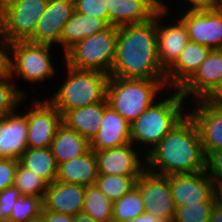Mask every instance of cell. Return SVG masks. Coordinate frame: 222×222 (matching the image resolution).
<instances>
[{
  "label": "cell",
  "mask_w": 222,
  "mask_h": 222,
  "mask_svg": "<svg viewBox=\"0 0 222 222\" xmlns=\"http://www.w3.org/2000/svg\"><path fill=\"white\" fill-rule=\"evenodd\" d=\"M131 143V124L109 105L104 109L98 134L90 142L93 151L121 147Z\"/></svg>",
  "instance_id": "obj_20"
},
{
  "label": "cell",
  "mask_w": 222,
  "mask_h": 222,
  "mask_svg": "<svg viewBox=\"0 0 222 222\" xmlns=\"http://www.w3.org/2000/svg\"><path fill=\"white\" fill-rule=\"evenodd\" d=\"M12 1H14V0H0V9Z\"/></svg>",
  "instance_id": "obj_48"
},
{
  "label": "cell",
  "mask_w": 222,
  "mask_h": 222,
  "mask_svg": "<svg viewBox=\"0 0 222 222\" xmlns=\"http://www.w3.org/2000/svg\"><path fill=\"white\" fill-rule=\"evenodd\" d=\"M52 45L17 41L11 43L10 76L29 83H42L56 73L52 63ZM16 76V77H15Z\"/></svg>",
  "instance_id": "obj_7"
},
{
  "label": "cell",
  "mask_w": 222,
  "mask_h": 222,
  "mask_svg": "<svg viewBox=\"0 0 222 222\" xmlns=\"http://www.w3.org/2000/svg\"><path fill=\"white\" fill-rule=\"evenodd\" d=\"M174 91V92H173ZM164 99L156 100L133 123H131V143L144 145L147 148L143 154L147 155L168 132L180 122L188 113L183 103L185 98L178 89L171 91ZM184 109V110H183ZM144 144V145H143Z\"/></svg>",
  "instance_id": "obj_3"
},
{
  "label": "cell",
  "mask_w": 222,
  "mask_h": 222,
  "mask_svg": "<svg viewBox=\"0 0 222 222\" xmlns=\"http://www.w3.org/2000/svg\"><path fill=\"white\" fill-rule=\"evenodd\" d=\"M67 78L48 101L62 114L72 109L102 102L106 98L109 75L67 66Z\"/></svg>",
  "instance_id": "obj_5"
},
{
  "label": "cell",
  "mask_w": 222,
  "mask_h": 222,
  "mask_svg": "<svg viewBox=\"0 0 222 222\" xmlns=\"http://www.w3.org/2000/svg\"><path fill=\"white\" fill-rule=\"evenodd\" d=\"M50 149L57 164H60L85 154L90 149V142L62 123L51 142Z\"/></svg>",
  "instance_id": "obj_26"
},
{
  "label": "cell",
  "mask_w": 222,
  "mask_h": 222,
  "mask_svg": "<svg viewBox=\"0 0 222 222\" xmlns=\"http://www.w3.org/2000/svg\"><path fill=\"white\" fill-rule=\"evenodd\" d=\"M27 169L38 174L47 184L56 181L58 164L48 148H27L19 158Z\"/></svg>",
  "instance_id": "obj_27"
},
{
  "label": "cell",
  "mask_w": 222,
  "mask_h": 222,
  "mask_svg": "<svg viewBox=\"0 0 222 222\" xmlns=\"http://www.w3.org/2000/svg\"><path fill=\"white\" fill-rule=\"evenodd\" d=\"M128 222H164V221L150 214L143 213L142 215L135 217L134 219Z\"/></svg>",
  "instance_id": "obj_44"
},
{
  "label": "cell",
  "mask_w": 222,
  "mask_h": 222,
  "mask_svg": "<svg viewBox=\"0 0 222 222\" xmlns=\"http://www.w3.org/2000/svg\"><path fill=\"white\" fill-rule=\"evenodd\" d=\"M139 176H120L98 174L95 185L111 201H116L130 192Z\"/></svg>",
  "instance_id": "obj_30"
},
{
  "label": "cell",
  "mask_w": 222,
  "mask_h": 222,
  "mask_svg": "<svg viewBox=\"0 0 222 222\" xmlns=\"http://www.w3.org/2000/svg\"><path fill=\"white\" fill-rule=\"evenodd\" d=\"M169 186L175 207L214 202L213 181L206 171L169 175Z\"/></svg>",
  "instance_id": "obj_14"
},
{
  "label": "cell",
  "mask_w": 222,
  "mask_h": 222,
  "mask_svg": "<svg viewBox=\"0 0 222 222\" xmlns=\"http://www.w3.org/2000/svg\"><path fill=\"white\" fill-rule=\"evenodd\" d=\"M47 183L32 170L25 168L20 162L17 167L13 186L22 196H37L44 199Z\"/></svg>",
  "instance_id": "obj_31"
},
{
  "label": "cell",
  "mask_w": 222,
  "mask_h": 222,
  "mask_svg": "<svg viewBox=\"0 0 222 222\" xmlns=\"http://www.w3.org/2000/svg\"><path fill=\"white\" fill-rule=\"evenodd\" d=\"M16 87L11 76L0 80V119L16 112V108H19L18 105L25 100L24 90Z\"/></svg>",
  "instance_id": "obj_32"
},
{
  "label": "cell",
  "mask_w": 222,
  "mask_h": 222,
  "mask_svg": "<svg viewBox=\"0 0 222 222\" xmlns=\"http://www.w3.org/2000/svg\"><path fill=\"white\" fill-rule=\"evenodd\" d=\"M83 213H86L97 222H112L113 201L96 186L85 187Z\"/></svg>",
  "instance_id": "obj_28"
},
{
  "label": "cell",
  "mask_w": 222,
  "mask_h": 222,
  "mask_svg": "<svg viewBox=\"0 0 222 222\" xmlns=\"http://www.w3.org/2000/svg\"><path fill=\"white\" fill-rule=\"evenodd\" d=\"M205 171L213 182L222 181V150L212 151L206 156Z\"/></svg>",
  "instance_id": "obj_38"
},
{
  "label": "cell",
  "mask_w": 222,
  "mask_h": 222,
  "mask_svg": "<svg viewBox=\"0 0 222 222\" xmlns=\"http://www.w3.org/2000/svg\"><path fill=\"white\" fill-rule=\"evenodd\" d=\"M108 27L109 25L100 18L75 11L64 25L59 44L63 46L62 50L65 54L84 38L104 31Z\"/></svg>",
  "instance_id": "obj_25"
},
{
  "label": "cell",
  "mask_w": 222,
  "mask_h": 222,
  "mask_svg": "<svg viewBox=\"0 0 222 222\" xmlns=\"http://www.w3.org/2000/svg\"><path fill=\"white\" fill-rule=\"evenodd\" d=\"M145 213L139 190L134 187L123 197L113 202L112 222H128Z\"/></svg>",
  "instance_id": "obj_29"
},
{
  "label": "cell",
  "mask_w": 222,
  "mask_h": 222,
  "mask_svg": "<svg viewBox=\"0 0 222 222\" xmlns=\"http://www.w3.org/2000/svg\"><path fill=\"white\" fill-rule=\"evenodd\" d=\"M213 200L216 206L222 208V181L213 182Z\"/></svg>",
  "instance_id": "obj_43"
},
{
  "label": "cell",
  "mask_w": 222,
  "mask_h": 222,
  "mask_svg": "<svg viewBox=\"0 0 222 222\" xmlns=\"http://www.w3.org/2000/svg\"><path fill=\"white\" fill-rule=\"evenodd\" d=\"M41 215L44 217L45 222H75L74 216L53 213L42 209Z\"/></svg>",
  "instance_id": "obj_41"
},
{
  "label": "cell",
  "mask_w": 222,
  "mask_h": 222,
  "mask_svg": "<svg viewBox=\"0 0 222 222\" xmlns=\"http://www.w3.org/2000/svg\"><path fill=\"white\" fill-rule=\"evenodd\" d=\"M214 202H201L176 207L172 222H209Z\"/></svg>",
  "instance_id": "obj_34"
},
{
  "label": "cell",
  "mask_w": 222,
  "mask_h": 222,
  "mask_svg": "<svg viewBox=\"0 0 222 222\" xmlns=\"http://www.w3.org/2000/svg\"><path fill=\"white\" fill-rule=\"evenodd\" d=\"M194 103L195 109L191 108L192 111L187 113L198 127L205 155L222 150V107L212 105L205 99Z\"/></svg>",
  "instance_id": "obj_17"
},
{
  "label": "cell",
  "mask_w": 222,
  "mask_h": 222,
  "mask_svg": "<svg viewBox=\"0 0 222 222\" xmlns=\"http://www.w3.org/2000/svg\"><path fill=\"white\" fill-rule=\"evenodd\" d=\"M109 76L166 80L157 56L155 15L143 24L118 27L115 56Z\"/></svg>",
  "instance_id": "obj_1"
},
{
  "label": "cell",
  "mask_w": 222,
  "mask_h": 222,
  "mask_svg": "<svg viewBox=\"0 0 222 222\" xmlns=\"http://www.w3.org/2000/svg\"><path fill=\"white\" fill-rule=\"evenodd\" d=\"M108 25L143 24L153 19L162 7V0H106Z\"/></svg>",
  "instance_id": "obj_18"
},
{
  "label": "cell",
  "mask_w": 222,
  "mask_h": 222,
  "mask_svg": "<svg viewBox=\"0 0 222 222\" xmlns=\"http://www.w3.org/2000/svg\"><path fill=\"white\" fill-rule=\"evenodd\" d=\"M74 12V0H48L45 12L28 41L50 45L59 44L64 25Z\"/></svg>",
  "instance_id": "obj_15"
},
{
  "label": "cell",
  "mask_w": 222,
  "mask_h": 222,
  "mask_svg": "<svg viewBox=\"0 0 222 222\" xmlns=\"http://www.w3.org/2000/svg\"><path fill=\"white\" fill-rule=\"evenodd\" d=\"M43 199L37 196H22L12 207L11 216L7 222H29L41 215Z\"/></svg>",
  "instance_id": "obj_33"
},
{
  "label": "cell",
  "mask_w": 222,
  "mask_h": 222,
  "mask_svg": "<svg viewBox=\"0 0 222 222\" xmlns=\"http://www.w3.org/2000/svg\"><path fill=\"white\" fill-rule=\"evenodd\" d=\"M75 222H97L95 219L91 218L86 213H79L74 216Z\"/></svg>",
  "instance_id": "obj_46"
},
{
  "label": "cell",
  "mask_w": 222,
  "mask_h": 222,
  "mask_svg": "<svg viewBox=\"0 0 222 222\" xmlns=\"http://www.w3.org/2000/svg\"><path fill=\"white\" fill-rule=\"evenodd\" d=\"M28 120L25 114L11 113L0 119V159H19L27 149Z\"/></svg>",
  "instance_id": "obj_22"
},
{
  "label": "cell",
  "mask_w": 222,
  "mask_h": 222,
  "mask_svg": "<svg viewBox=\"0 0 222 222\" xmlns=\"http://www.w3.org/2000/svg\"><path fill=\"white\" fill-rule=\"evenodd\" d=\"M166 80L126 79L109 76L108 105L130 124L133 123L166 88ZM158 95V96H157Z\"/></svg>",
  "instance_id": "obj_4"
},
{
  "label": "cell",
  "mask_w": 222,
  "mask_h": 222,
  "mask_svg": "<svg viewBox=\"0 0 222 222\" xmlns=\"http://www.w3.org/2000/svg\"><path fill=\"white\" fill-rule=\"evenodd\" d=\"M205 100L212 105L222 107V81Z\"/></svg>",
  "instance_id": "obj_42"
},
{
  "label": "cell",
  "mask_w": 222,
  "mask_h": 222,
  "mask_svg": "<svg viewBox=\"0 0 222 222\" xmlns=\"http://www.w3.org/2000/svg\"><path fill=\"white\" fill-rule=\"evenodd\" d=\"M85 186L55 181L47 185L43 209L75 216L83 211Z\"/></svg>",
  "instance_id": "obj_19"
},
{
  "label": "cell",
  "mask_w": 222,
  "mask_h": 222,
  "mask_svg": "<svg viewBox=\"0 0 222 222\" xmlns=\"http://www.w3.org/2000/svg\"><path fill=\"white\" fill-rule=\"evenodd\" d=\"M134 144L129 143L121 147H115L102 151H95L98 174L120 175V176H140L146 170V155L137 151ZM140 152V153H138ZM143 159H140V156Z\"/></svg>",
  "instance_id": "obj_13"
},
{
  "label": "cell",
  "mask_w": 222,
  "mask_h": 222,
  "mask_svg": "<svg viewBox=\"0 0 222 222\" xmlns=\"http://www.w3.org/2000/svg\"><path fill=\"white\" fill-rule=\"evenodd\" d=\"M75 11L87 16H94L108 24L106 0H74Z\"/></svg>",
  "instance_id": "obj_35"
},
{
  "label": "cell",
  "mask_w": 222,
  "mask_h": 222,
  "mask_svg": "<svg viewBox=\"0 0 222 222\" xmlns=\"http://www.w3.org/2000/svg\"><path fill=\"white\" fill-rule=\"evenodd\" d=\"M166 4L162 0V7L155 13L157 56L160 66L165 72L176 62L185 45L189 42L187 28L180 18L176 20L177 23L162 25L161 18L168 14Z\"/></svg>",
  "instance_id": "obj_12"
},
{
  "label": "cell",
  "mask_w": 222,
  "mask_h": 222,
  "mask_svg": "<svg viewBox=\"0 0 222 222\" xmlns=\"http://www.w3.org/2000/svg\"><path fill=\"white\" fill-rule=\"evenodd\" d=\"M22 197L20 191L10 186L0 192V221L7 222L11 216L12 207L17 199Z\"/></svg>",
  "instance_id": "obj_36"
},
{
  "label": "cell",
  "mask_w": 222,
  "mask_h": 222,
  "mask_svg": "<svg viewBox=\"0 0 222 222\" xmlns=\"http://www.w3.org/2000/svg\"><path fill=\"white\" fill-rule=\"evenodd\" d=\"M33 102L24 113L28 120L27 148H48L62 124V114L47 99Z\"/></svg>",
  "instance_id": "obj_10"
},
{
  "label": "cell",
  "mask_w": 222,
  "mask_h": 222,
  "mask_svg": "<svg viewBox=\"0 0 222 222\" xmlns=\"http://www.w3.org/2000/svg\"><path fill=\"white\" fill-rule=\"evenodd\" d=\"M117 36L118 27L109 26L104 31L84 38L64 54L66 65L77 70L110 75Z\"/></svg>",
  "instance_id": "obj_6"
},
{
  "label": "cell",
  "mask_w": 222,
  "mask_h": 222,
  "mask_svg": "<svg viewBox=\"0 0 222 222\" xmlns=\"http://www.w3.org/2000/svg\"><path fill=\"white\" fill-rule=\"evenodd\" d=\"M222 81V49L210 50L206 60L194 75L179 89L186 98L195 97V101L206 99Z\"/></svg>",
  "instance_id": "obj_16"
},
{
  "label": "cell",
  "mask_w": 222,
  "mask_h": 222,
  "mask_svg": "<svg viewBox=\"0 0 222 222\" xmlns=\"http://www.w3.org/2000/svg\"><path fill=\"white\" fill-rule=\"evenodd\" d=\"M210 48L189 41L176 62L165 72L166 85L169 89H180L206 60Z\"/></svg>",
  "instance_id": "obj_21"
},
{
  "label": "cell",
  "mask_w": 222,
  "mask_h": 222,
  "mask_svg": "<svg viewBox=\"0 0 222 222\" xmlns=\"http://www.w3.org/2000/svg\"><path fill=\"white\" fill-rule=\"evenodd\" d=\"M144 163L148 171L163 176L205 171L206 155L199 130L189 114L146 155Z\"/></svg>",
  "instance_id": "obj_2"
},
{
  "label": "cell",
  "mask_w": 222,
  "mask_h": 222,
  "mask_svg": "<svg viewBox=\"0 0 222 222\" xmlns=\"http://www.w3.org/2000/svg\"><path fill=\"white\" fill-rule=\"evenodd\" d=\"M29 222H45V220H44V217L40 215L37 218L31 219Z\"/></svg>",
  "instance_id": "obj_47"
},
{
  "label": "cell",
  "mask_w": 222,
  "mask_h": 222,
  "mask_svg": "<svg viewBox=\"0 0 222 222\" xmlns=\"http://www.w3.org/2000/svg\"><path fill=\"white\" fill-rule=\"evenodd\" d=\"M48 0H14L0 9V36L9 43L28 41Z\"/></svg>",
  "instance_id": "obj_8"
},
{
  "label": "cell",
  "mask_w": 222,
  "mask_h": 222,
  "mask_svg": "<svg viewBox=\"0 0 222 222\" xmlns=\"http://www.w3.org/2000/svg\"><path fill=\"white\" fill-rule=\"evenodd\" d=\"M186 1V0H185ZM189 6L187 10H206V9H216L222 7V2L220 0H187Z\"/></svg>",
  "instance_id": "obj_40"
},
{
  "label": "cell",
  "mask_w": 222,
  "mask_h": 222,
  "mask_svg": "<svg viewBox=\"0 0 222 222\" xmlns=\"http://www.w3.org/2000/svg\"><path fill=\"white\" fill-rule=\"evenodd\" d=\"M184 22L189 41L212 49H222V7L206 10H185Z\"/></svg>",
  "instance_id": "obj_11"
},
{
  "label": "cell",
  "mask_w": 222,
  "mask_h": 222,
  "mask_svg": "<svg viewBox=\"0 0 222 222\" xmlns=\"http://www.w3.org/2000/svg\"><path fill=\"white\" fill-rule=\"evenodd\" d=\"M19 164V159L1 158L0 159V192L13 186L15 174Z\"/></svg>",
  "instance_id": "obj_37"
},
{
  "label": "cell",
  "mask_w": 222,
  "mask_h": 222,
  "mask_svg": "<svg viewBox=\"0 0 222 222\" xmlns=\"http://www.w3.org/2000/svg\"><path fill=\"white\" fill-rule=\"evenodd\" d=\"M107 99L102 102L67 111L62 116V123L86 138L89 142L98 134Z\"/></svg>",
  "instance_id": "obj_24"
},
{
  "label": "cell",
  "mask_w": 222,
  "mask_h": 222,
  "mask_svg": "<svg viewBox=\"0 0 222 222\" xmlns=\"http://www.w3.org/2000/svg\"><path fill=\"white\" fill-rule=\"evenodd\" d=\"M11 43L0 36V80L10 76Z\"/></svg>",
  "instance_id": "obj_39"
},
{
  "label": "cell",
  "mask_w": 222,
  "mask_h": 222,
  "mask_svg": "<svg viewBox=\"0 0 222 222\" xmlns=\"http://www.w3.org/2000/svg\"><path fill=\"white\" fill-rule=\"evenodd\" d=\"M209 222H222V208L219 206L213 205V209L210 214Z\"/></svg>",
  "instance_id": "obj_45"
},
{
  "label": "cell",
  "mask_w": 222,
  "mask_h": 222,
  "mask_svg": "<svg viewBox=\"0 0 222 222\" xmlns=\"http://www.w3.org/2000/svg\"><path fill=\"white\" fill-rule=\"evenodd\" d=\"M145 207V213L164 222H172L175 216V203L169 186V176L158 175L147 169L136 180Z\"/></svg>",
  "instance_id": "obj_9"
},
{
  "label": "cell",
  "mask_w": 222,
  "mask_h": 222,
  "mask_svg": "<svg viewBox=\"0 0 222 222\" xmlns=\"http://www.w3.org/2000/svg\"><path fill=\"white\" fill-rule=\"evenodd\" d=\"M98 177L95 151L91 148L83 155L58 164L56 180L82 186L95 185Z\"/></svg>",
  "instance_id": "obj_23"
}]
</instances>
